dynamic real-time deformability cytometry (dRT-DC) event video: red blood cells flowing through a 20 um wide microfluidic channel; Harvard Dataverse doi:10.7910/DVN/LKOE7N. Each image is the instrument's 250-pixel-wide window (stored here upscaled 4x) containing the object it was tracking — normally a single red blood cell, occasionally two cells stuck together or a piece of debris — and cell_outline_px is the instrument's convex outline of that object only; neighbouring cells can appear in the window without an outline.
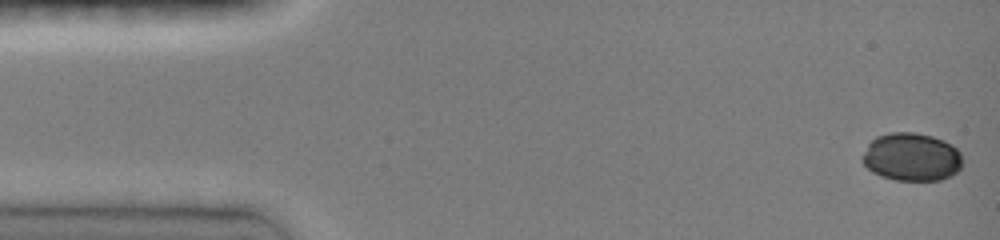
{"species": "common noctule bat (a hibernating species)", "species_latin": "Nyctalus noctula", "temperature_condition": "room temperature", "stored_images_in_passage": 45, "camera_frame_rate_fps": 3000, "um_per_image_px": 0.085, "animal": {"sex": "female", "body_mass_g": 19.0, "forearm_length_mm": 51.5}, "frame": {"image": 1, "passage_image": 1, "time_ms": 0.0, "image_size_px": [1000, 240], "cell_outline_px": [[960, 168], [956, 172], [940, 180], [896, 180], [880, 176], [872, 172], [860, 160], [860, 156], [868, 144], [876, 136], [892, 132], [916, 132], [932, 136], [944, 140], [952, 144], [960, 152]], "centroid_in_image_um": [77.44, 13.33], "position_along_channel_um": 7.6, "area_um2": 28.15}}
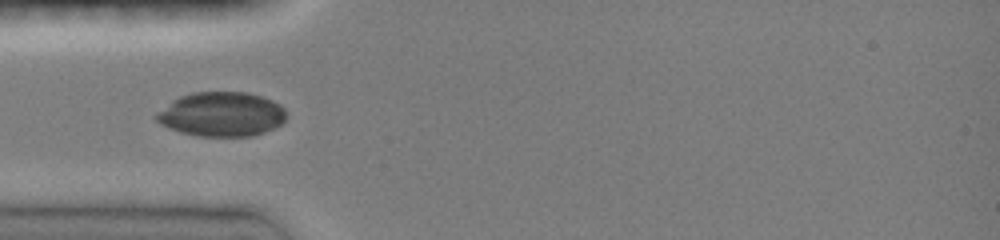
{"frame": {"image": 2, "passage_image": 14, "time_ms": 4.333, "image_size_px": [1000, 240], "cell_outline_px": [[288, 116], [280, 124], [264, 132], [252, 136], [196, 136], [180, 132], [168, 128], [160, 124], [152, 116], [156, 112], [172, 100], [180, 96], [192, 92], [248, 92], [272, 100], [280, 104], [284, 108]], "centroid_in_image_um": [18.8, 9.71], "position_along_channel_um": 66.2, "area_um2": 33.93}}
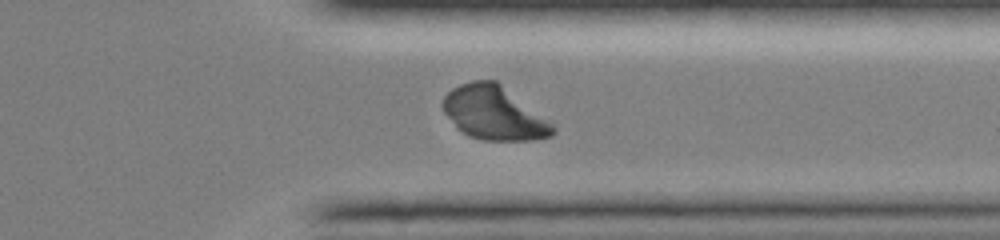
{"frame": {"image": 3, "passage_image": 36, "time_ms": 11.667, "image_size_px": [1000, 240], "cell_outline_px": [[556, 132], [552, 136], [532, 140], [484, 140], [468, 136], [456, 128], [444, 112], [440, 104], [444, 96], [452, 88], [460, 84], [472, 80], [496, 80], [548, 120], [556, 128]], "centroid_in_image_um": [41.96, 9.61], "position_along_channel_um": 369.4, "area_um2": 34.39}}